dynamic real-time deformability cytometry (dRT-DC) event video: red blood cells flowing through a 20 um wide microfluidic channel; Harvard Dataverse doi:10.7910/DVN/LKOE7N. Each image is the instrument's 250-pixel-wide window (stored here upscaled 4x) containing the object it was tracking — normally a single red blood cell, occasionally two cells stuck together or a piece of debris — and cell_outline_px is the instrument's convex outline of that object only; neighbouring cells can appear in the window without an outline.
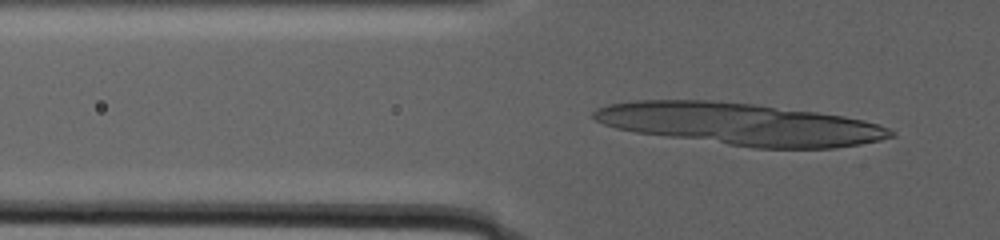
{"species": "human", "species_latin": "Homo sapiens", "temperature_condition": "warm", "stored_images_in_passage": 53, "camera_frame_rate_fps": 3000, "um_per_image_px": 0.085, "donor": {"sex": "male"}, "frame": {"image": 1, "passage_image": 45, "time_ms": 12.667, "image_size_px": [1000, 240], "cell_outline_px": [[896, 136], [880, 140], [860, 144], [836, 148], [752, 148], [636, 132], [616, 128], [604, 124], [596, 120], [592, 116], [592, 112], [596, 108], [608, 104], [636, 100], [712, 100], [756, 104], [816, 112], [844, 116], [864, 120], [888, 128]], "centroid_in_image_um": [62.9, 10.54], "position_along_channel_um": 62.9, "area_um2": 72.71}}